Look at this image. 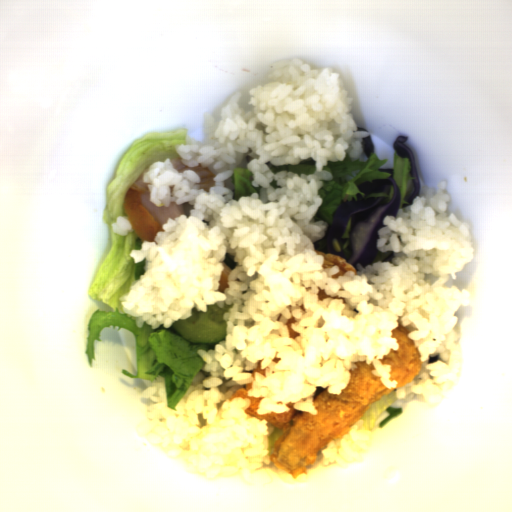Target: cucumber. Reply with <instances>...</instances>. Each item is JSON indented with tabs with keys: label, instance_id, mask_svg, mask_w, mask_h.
Instances as JSON below:
<instances>
[{
	"label": "cucumber",
	"instance_id": "8b760119",
	"mask_svg": "<svg viewBox=\"0 0 512 512\" xmlns=\"http://www.w3.org/2000/svg\"><path fill=\"white\" fill-rule=\"evenodd\" d=\"M232 305L219 307L218 304L207 305L206 313L198 311L194 306L192 316L187 320L173 321L174 333L187 342L203 345H215L226 340L227 322L224 313H229Z\"/></svg>",
	"mask_w": 512,
	"mask_h": 512
}]
</instances>
